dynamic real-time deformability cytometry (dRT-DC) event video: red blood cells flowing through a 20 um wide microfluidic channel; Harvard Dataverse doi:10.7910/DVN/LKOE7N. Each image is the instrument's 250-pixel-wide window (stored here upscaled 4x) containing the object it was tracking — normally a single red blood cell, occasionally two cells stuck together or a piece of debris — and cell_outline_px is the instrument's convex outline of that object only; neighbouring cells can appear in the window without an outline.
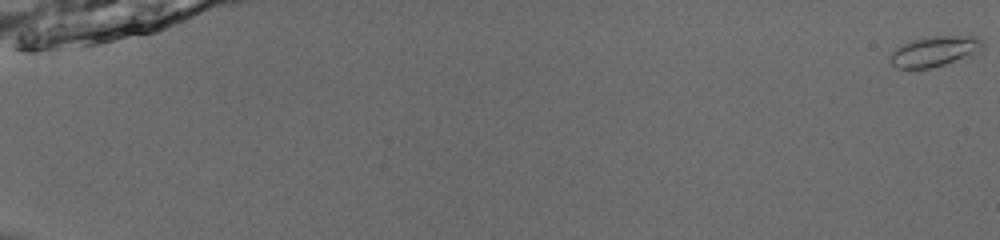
{"species": "common noctule bat (a hibernating species)", "species_latin": "Nyctalus noctula", "temperature_condition": "room temperature", "stored_images_in_passage": 55, "camera_frame_rate_fps": 3000, "um_per_image_px": 0.085, "animal": {"sex": "male", "body_mass_g": 13.0, "forearm_length_mm": 53.1}, "frame": {"image": 1, "passage_image": 1, "time_ms": 0.0, "image_size_px": [1000, 240], "cell_outline_px": [[984, 48], [980, 52], [972, 56], [932, 68], [896, 68], [888, 60], [888, 56], [900, 44], [912, 40], [928, 36], [980, 36], [984, 40]], "centroid_in_image_um": [79.48, 4.35], "position_along_channel_um": 5.5, "area_um2": 16.88}}
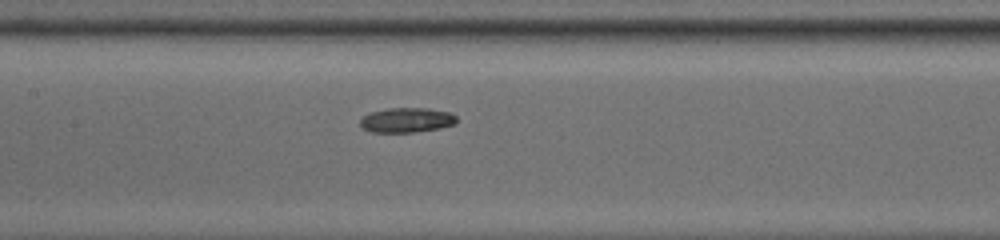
{"frame": {"image": 2, "passage_image": 30, "time_ms": 9.667, "image_size_px": [1000, 240], "cell_outline_px": [[456, 124], [440, 128], [412, 132], [372, 132], [364, 128], [360, 124], [360, 120], [368, 112], [388, 108], [428, 108], [448, 112], [456, 116]], "centroid_in_image_um": [34.56, 10.2], "position_along_channel_um": 172.8, "area_um2": 13.87}}
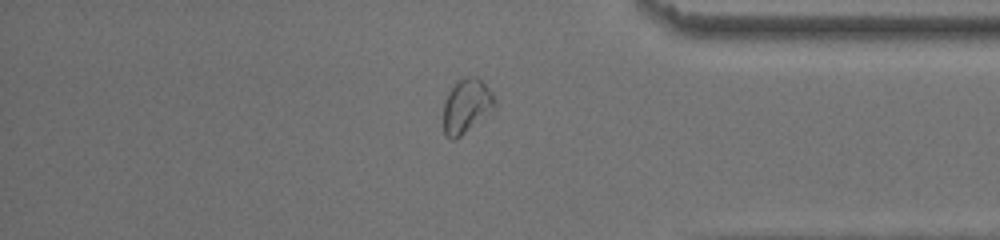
{"frame": {"image": 3, "passage_image": 48, "time_ms": 15.667, "image_size_px": [1000, 240], "cell_outline_px": [[496, 108], [492, 112], [456, 140], [452, 140], [444, 132], [444, 100], [452, 88], [464, 76], [476, 76], [488, 88], [496, 100]], "centroid_in_image_um": [39.68, 9.03], "position_along_channel_um": 395.5, "area_um2": 16.18}, "authors_computed_cell_mechanics": {"area_um2": 14.6812, "velocity_mm_per_s": 3.8891, "shape_relaxation_time_tau1_ms": 6.1248, "shape_relaxation_time_tau2_ms": 3.9855, "deformation_change_tau1": 0.1572, "deformation_change_tau2": 0.0802}}